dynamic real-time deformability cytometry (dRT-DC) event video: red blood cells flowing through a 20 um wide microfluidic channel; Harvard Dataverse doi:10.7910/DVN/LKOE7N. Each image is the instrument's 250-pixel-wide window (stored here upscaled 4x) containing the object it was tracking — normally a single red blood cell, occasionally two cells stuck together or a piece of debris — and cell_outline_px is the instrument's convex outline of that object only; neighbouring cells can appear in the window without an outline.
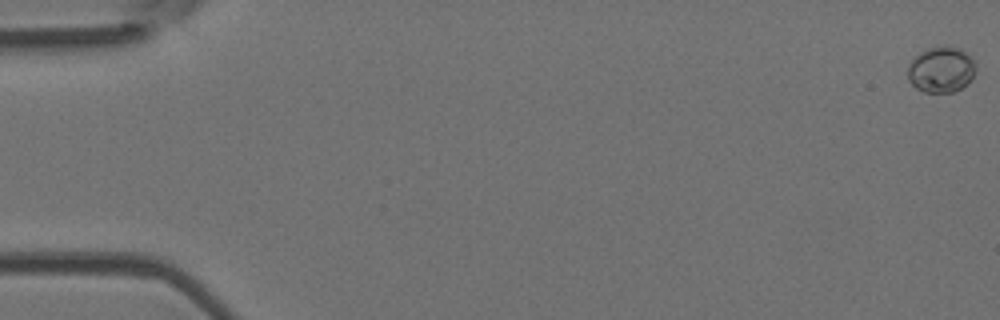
{"species": "Egyptian fruit bat (a non-hibernating species)", "species_latin": "Rousettus aegyptiacus", "temperature_condition": "room temperature", "stored_images_in_passage": 52, "camera_frame_rate_fps": 3000, "um_per_image_px": 0.085, "animal": {"sex": "female"}, "frame": {"image": 1, "passage_image": 1, "time_ms": 0.0, "image_size_px": [1000, 320], "cell_outline_px": [[976, 72], [968, 84], [952, 92], [924, 92], [916, 88], [908, 80], [908, 64], [920, 52], [928, 48], [960, 48], [976, 64]], "centroid_in_image_um": [79.99, 5.95], "position_along_channel_um": 5.0, "area_um2": 17.86}}
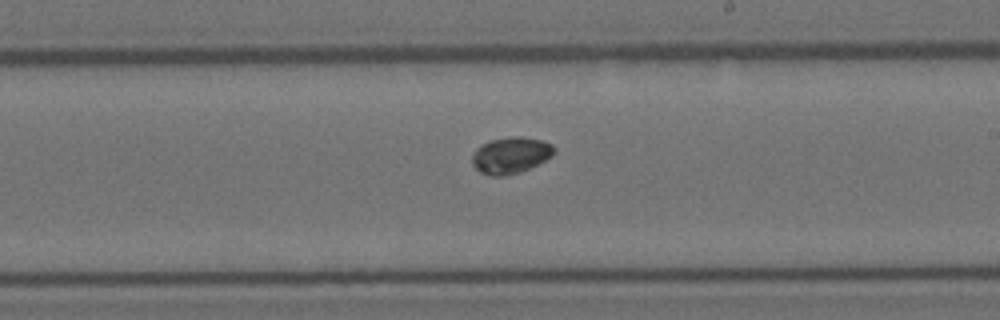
{"frame": {"image": 2, "passage_image": 31, "time_ms": 10.0, "image_size_px": [1000, 320], "cell_outline_px": [[556, 152], [552, 156], [520, 172], [504, 176], [492, 176], [480, 172], [472, 164], [472, 156], [476, 148], [492, 140], [512, 136], [520, 136], [544, 140], [552, 144], [556, 148]], "centroid_in_image_um": [43.43, 13.19], "position_along_channel_um": 245.6, "area_um2": 17.34}}
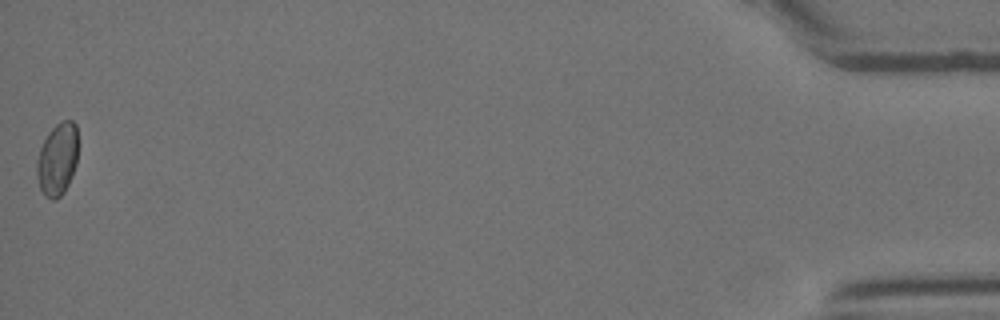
{"frame": {"image": 3, "passage_image": 52, "time_ms": 17.0, "image_size_px": [1000, 320], "cell_outline_px": [[76, 164], [72, 176], [64, 192], [56, 200], [52, 200], [44, 196], [40, 188], [36, 176], [36, 160], [40, 148], [48, 132], [60, 120], [72, 120], [76, 124]], "centroid_in_image_um": [4.85, 13.55], "position_along_channel_um": 430.4, "area_um2": 17.51}}